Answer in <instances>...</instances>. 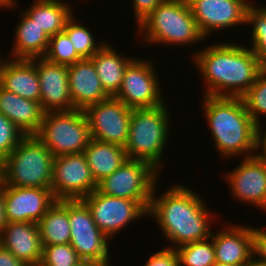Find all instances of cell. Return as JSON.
<instances>
[{"label":"cell","instance_id":"1","mask_svg":"<svg viewBox=\"0 0 266 266\" xmlns=\"http://www.w3.org/2000/svg\"><path fill=\"white\" fill-rule=\"evenodd\" d=\"M153 189L148 216L154 217L170 248L211 238L209 227L214 217L200 194L183 186L173 185L159 198ZM211 216V218H210Z\"/></svg>","mask_w":266,"mask_h":266},{"label":"cell","instance_id":"2","mask_svg":"<svg viewBox=\"0 0 266 266\" xmlns=\"http://www.w3.org/2000/svg\"><path fill=\"white\" fill-rule=\"evenodd\" d=\"M193 60L207 85L203 95L214 97H241L264 67L251 48L224 42L199 50Z\"/></svg>","mask_w":266,"mask_h":266},{"label":"cell","instance_id":"3","mask_svg":"<svg viewBox=\"0 0 266 266\" xmlns=\"http://www.w3.org/2000/svg\"><path fill=\"white\" fill-rule=\"evenodd\" d=\"M203 111L211 136L224 158L255 155L256 124L241 97L204 96Z\"/></svg>","mask_w":266,"mask_h":266},{"label":"cell","instance_id":"4","mask_svg":"<svg viewBox=\"0 0 266 266\" xmlns=\"http://www.w3.org/2000/svg\"><path fill=\"white\" fill-rule=\"evenodd\" d=\"M137 29L149 46L152 43L192 46L206 39L198 28L187 0H166L144 18Z\"/></svg>","mask_w":266,"mask_h":266},{"label":"cell","instance_id":"5","mask_svg":"<svg viewBox=\"0 0 266 266\" xmlns=\"http://www.w3.org/2000/svg\"><path fill=\"white\" fill-rule=\"evenodd\" d=\"M52 152L36 137L24 136L0 163V182L13 187L51 189Z\"/></svg>","mask_w":266,"mask_h":266},{"label":"cell","instance_id":"6","mask_svg":"<svg viewBox=\"0 0 266 266\" xmlns=\"http://www.w3.org/2000/svg\"><path fill=\"white\" fill-rule=\"evenodd\" d=\"M167 107L164 103L154 108L132 109L129 136L124 146L127 159L146 161L160 172L172 127Z\"/></svg>","mask_w":266,"mask_h":266},{"label":"cell","instance_id":"7","mask_svg":"<svg viewBox=\"0 0 266 266\" xmlns=\"http://www.w3.org/2000/svg\"><path fill=\"white\" fill-rule=\"evenodd\" d=\"M36 137L54 157L81 153L91 139L88 121L81 109L45 112Z\"/></svg>","mask_w":266,"mask_h":266},{"label":"cell","instance_id":"8","mask_svg":"<svg viewBox=\"0 0 266 266\" xmlns=\"http://www.w3.org/2000/svg\"><path fill=\"white\" fill-rule=\"evenodd\" d=\"M159 175L160 172L146 161L126 159L116 171L97 183V190L136 202H151Z\"/></svg>","mask_w":266,"mask_h":266},{"label":"cell","instance_id":"9","mask_svg":"<svg viewBox=\"0 0 266 266\" xmlns=\"http://www.w3.org/2000/svg\"><path fill=\"white\" fill-rule=\"evenodd\" d=\"M96 226L109 238L139 218L148 217L150 202H136L125 198L105 195L97 189L85 196ZM132 221V222H131Z\"/></svg>","mask_w":266,"mask_h":266},{"label":"cell","instance_id":"10","mask_svg":"<svg viewBox=\"0 0 266 266\" xmlns=\"http://www.w3.org/2000/svg\"><path fill=\"white\" fill-rule=\"evenodd\" d=\"M152 63L154 61L135 58L126 67L121 87L114 98L130 109L154 108L164 104L158 71Z\"/></svg>","mask_w":266,"mask_h":266},{"label":"cell","instance_id":"11","mask_svg":"<svg viewBox=\"0 0 266 266\" xmlns=\"http://www.w3.org/2000/svg\"><path fill=\"white\" fill-rule=\"evenodd\" d=\"M70 245L80 259L111 264L109 238L96 226L82 200H69Z\"/></svg>","mask_w":266,"mask_h":266},{"label":"cell","instance_id":"12","mask_svg":"<svg viewBox=\"0 0 266 266\" xmlns=\"http://www.w3.org/2000/svg\"><path fill=\"white\" fill-rule=\"evenodd\" d=\"M96 189L83 152L54 157L51 191L55 200H82Z\"/></svg>","mask_w":266,"mask_h":266},{"label":"cell","instance_id":"13","mask_svg":"<svg viewBox=\"0 0 266 266\" xmlns=\"http://www.w3.org/2000/svg\"><path fill=\"white\" fill-rule=\"evenodd\" d=\"M90 137L124 147L129 136L132 109L114 97L89 105L84 110Z\"/></svg>","mask_w":266,"mask_h":266},{"label":"cell","instance_id":"14","mask_svg":"<svg viewBox=\"0 0 266 266\" xmlns=\"http://www.w3.org/2000/svg\"><path fill=\"white\" fill-rule=\"evenodd\" d=\"M198 28L206 38L215 30L246 24L250 0H187Z\"/></svg>","mask_w":266,"mask_h":266},{"label":"cell","instance_id":"15","mask_svg":"<svg viewBox=\"0 0 266 266\" xmlns=\"http://www.w3.org/2000/svg\"><path fill=\"white\" fill-rule=\"evenodd\" d=\"M7 223H37L56 201L51 189L13 187L2 184Z\"/></svg>","mask_w":266,"mask_h":266},{"label":"cell","instance_id":"16","mask_svg":"<svg viewBox=\"0 0 266 266\" xmlns=\"http://www.w3.org/2000/svg\"><path fill=\"white\" fill-rule=\"evenodd\" d=\"M225 177L236 200L266 210V160L256 155L243 158Z\"/></svg>","mask_w":266,"mask_h":266},{"label":"cell","instance_id":"17","mask_svg":"<svg viewBox=\"0 0 266 266\" xmlns=\"http://www.w3.org/2000/svg\"><path fill=\"white\" fill-rule=\"evenodd\" d=\"M40 83V104L44 112L73 109L66 65L55 64L44 57L35 58Z\"/></svg>","mask_w":266,"mask_h":266},{"label":"cell","instance_id":"18","mask_svg":"<svg viewBox=\"0 0 266 266\" xmlns=\"http://www.w3.org/2000/svg\"><path fill=\"white\" fill-rule=\"evenodd\" d=\"M0 245L27 266L41 263L43 247L37 223H7L0 232Z\"/></svg>","mask_w":266,"mask_h":266},{"label":"cell","instance_id":"19","mask_svg":"<svg viewBox=\"0 0 266 266\" xmlns=\"http://www.w3.org/2000/svg\"><path fill=\"white\" fill-rule=\"evenodd\" d=\"M216 262L232 266H245L253 259L252 227L230 225L212 232Z\"/></svg>","mask_w":266,"mask_h":266},{"label":"cell","instance_id":"20","mask_svg":"<svg viewBox=\"0 0 266 266\" xmlns=\"http://www.w3.org/2000/svg\"><path fill=\"white\" fill-rule=\"evenodd\" d=\"M67 69L73 109L84 110L89 105L110 98L104 91L90 58H83L75 64L68 65Z\"/></svg>","mask_w":266,"mask_h":266},{"label":"cell","instance_id":"21","mask_svg":"<svg viewBox=\"0 0 266 266\" xmlns=\"http://www.w3.org/2000/svg\"><path fill=\"white\" fill-rule=\"evenodd\" d=\"M2 60L0 59V86L25 99L40 102L41 91L35 58Z\"/></svg>","mask_w":266,"mask_h":266},{"label":"cell","instance_id":"22","mask_svg":"<svg viewBox=\"0 0 266 266\" xmlns=\"http://www.w3.org/2000/svg\"><path fill=\"white\" fill-rule=\"evenodd\" d=\"M0 113L27 136L37 134L45 112L40 102L25 99L0 86Z\"/></svg>","mask_w":266,"mask_h":266},{"label":"cell","instance_id":"23","mask_svg":"<svg viewBox=\"0 0 266 266\" xmlns=\"http://www.w3.org/2000/svg\"><path fill=\"white\" fill-rule=\"evenodd\" d=\"M104 91L114 97L121 87L126 67L135 59L117 52L105 43L91 58Z\"/></svg>","mask_w":266,"mask_h":266},{"label":"cell","instance_id":"24","mask_svg":"<svg viewBox=\"0 0 266 266\" xmlns=\"http://www.w3.org/2000/svg\"><path fill=\"white\" fill-rule=\"evenodd\" d=\"M15 29L14 46L10 56L14 59L41 58L47 52L50 37L23 11Z\"/></svg>","mask_w":266,"mask_h":266},{"label":"cell","instance_id":"25","mask_svg":"<svg viewBox=\"0 0 266 266\" xmlns=\"http://www.w3.org/2000/svg\"><path fill=\"white\" fill-rule=\"evenodd\" d=\"M83 153L96 183L111 175L127 159L124 147L92 138Z\"/></svg>","mask_w":266,"mask_h":266},{"label":"cell","instance_id":"26","mask_svg":"<svg viewBox=\"0 0 266 266\" xmlns=\"http://www.w3.org/2000/svg\"><path fill=\"white\" fill-rule=\"evenodd\" d=\"M33 1L27 10L22 9V11L42 28L49 37L62 32L74 12L67 4L68 2L62 0Z\"/></svg>","mask_w":266,"mask_h":266},{"label":"cell","instance_id":"27","mask_svg":"<svg viewBox=\"0 0 266 266\" xmlns=\"http://www.w3.org/2000/svg\"><path fill=\"white\" fill-rule=\"evenodd\" d=\"M37 224L42 246L70 244L69 200H56Z\"/></svg>","mask_w":266,"mask_h":266},{"label":"cell","instance_id":"28","mask_svg":"<svg viewBox=\"0 0 266 266\" xmlns=\"http://www.w3.org/2000/svg\"><path fill=\"white\" fill-rule=\"evenodd\" d=\"M251 24V50L259 60V62L266 67V6L259 7L250 4L246 10V26Z\"/></svg>","mask_w":266,"mask_h":266},{"label":"cell","instance_id":"29","mask_svg":"<svg viewBox=\"0 0 266 266\" xmlns=\"http://www.w3.org/2000/svg\"><path fill=\"white\" fill-rule=\"evenodd\" d=\"M73 16L67 21L63 31L68 35L76 52L82 58H91L106 42L96 43L93 32Z\"/></svg>","mask_w":266,"mask_h":266},{"label":"cell","instance_id":"30","mask_svg":"<svg viewBox=\"0 0 266 266\" xmlns=\"http://www.w3.org/2000/svg\"><path fill=\"white\" fill-rule=\"evenodd\" d=\"M179 266H212L215 262L213 240L188 243L176 248Z\"/></svg>","mask_w":266,"mask_h":266},{"label":"cell","instance_id":"31","mask_svg":"<svg viewBox=\"0 0 266 266\" xmlns=\"http://www.w3.org/2000/svg\"><path fill=\"white\" fill-rule=\"evenodd\" d=\"M241 99L253 122L260 123L261 117L266 115V67H263L256 81L241 96Z\"/></svg>","mask_w":266,"mask_h":266},{"label":"cell","instance_id":"32","mask_svg":"<svg viewBox=\"0 0 266 266\" xmlns=\"http://www.w3.org/2000/svg\"><path fill=\"white\" fill-rule=\"evenodd\" d=\"M44 58L55 64L72 65L83 59L75 50L68 35L62 31L49 39V45Z\"/></svg>","mask_w":266,"mask_h":266},{"label":"cell","instance_id":"33","mask_svg":"<svg viewBox=\"0 0 266 266\" xmlns=\"http://www.w3.org/2000/svg\"><path fill=\"white\" fill-rule=\"evenodd\" d=\"M42 247V260L39 266H73L81 260L70 244Z\"/></svg>","mask_w":266,"mask_h":266},{"label":"cell","instance_id":"34","mask_svg":"<svg viewBox=\"0 0 266 266\" xmlns=\"http://www.w3.org/2000/svg\"><path fill=\"white\" fill-rule=\"evenodd\" d=\"M25 135L0 113V163L17 147Z\"/></svg>","mask_w":266,"mask_h":266},{"label":"cell","instance_id":"35","mask_svg":"<svg viewBox=\"0 0 266 266\" xmlns=\"http://www.w3.org/2000/svg\"><path fill=\"white\" fill-rule=\"evenodd\" d=\"M252 252L255 262L266 265V229L263 227H252Z\"/></svg>","mask_w":266,"mask_h":266},{"label":"cell","instance_id":"36","mask_svg":"<svg viewBox=\"0 0 266 266\" xmlns=\"http://www.w3.org/2000/svg\"><path fill=\"white\" fill-rule=\"evenodd\" d=\"M144 266H179V257L174 248H163L149 257Z\"/></svg>","mask_w":266,"mask_h":266},{"label":"cell","instance_id":"37","mask_svg":"<svg viewBox=\"0 0 266 266\" xmlns=\"http://www.w3.org/2000/svg\"><path fill=\"white\" fill-rule=\"evenodd\" d=\"M133 1L134 17L137 26L146 18L157 6L166 0H131Z\"/></svg>","mask_w":266,"mask_h":266},{"label":"cell","instance_id":"38","mask_svg":"<svg viewBox=\"0 0 266 266\" xmlns=\"http://www.w3.org/2000/svg\"><path fill=\"white\" fill-rule=\"evenodd\" d=\"M261 125H262L261 122L256 124L255 155L261 159L266 160V127L265 129H263ZM262 129L265 131H263ZM259 151H261V154Z\"/></svg>","mask_w":266,"mask_h":266},{"label":"cell","instance_id":"39","mask_svg":"<svg viewBox=\"0 0 266 266\" xmlns=\"http://www.w3.org/2000/svg\"><path fill=\"white\" fill-rule=\"evenodd\" d=\"M0 266H27L19 261L8 249L0 245Z\"/></svg>","mask_w":266,"mask_h":266},{"label":"cell","instance_id":"40","mask_svg":"<svg viewBox=\"0 0 266 266\" xmlns=\"http://www.w3.org/2000/svg\"><path fill=\"white\" fill-rule=\"evenodd\" d=\"M6 224H7V220H6L5 210H4L3 190H2V183L0 182V232Z\"/></svg>","mask_w":266,"mask_h":266},{"label":"cell","instance_id":"41","mask_svg":"<svg viewBox=\"0 0 266 266\" xmlns=\"http://www.w3.org/2000/svg\"><path fill=\"white\" fill-rule=\"evenodd\" d=\"M73 266H110L109 264L106 263H101V262H94L91 260H79L76 264Z\"/></svg>","mask_w":266,"mask_h":266},{"label":"cell","instance_id":"42","mask_svg":"<svg viewBox=\"0 0 266 266\" xmlns=\"http://www.w3.org/2000/svg\"><path fill=\"white\" fill-rule=\"evenodd\" d=\"M16 5H18V2L16 3L15 0H0V8H12L13 6L18 7Z\"/></svg>","mask_w":266,"mask_h":266},{"label":"cell","instance_id":"43","mask_svg":"<svg viewBox=\"0 0 266 266\" xmlns=\"http://www.w3.org/2000/svg\"><path fill=\"white\" fill-rule=\"evenodd\" d=\"M245 266H266L264 264H260L258 262H255L253 259L248 263L246 264Z\"/></svg>","mask_w":266,"mask_h":266},{"label":"cell","instance_id":"44","mask_svg":"<svg viewBox=\"0 0 266 266\" xmlns=\"http://www.w3.org/2000/svg\"><path fill=\"white\" fill-rule=\"evenodd\" d=\"M212 266H232V265L221 264V263L215 262Z\"/></svg>","mask_w":266,"mask_h":266}]
</instances>
